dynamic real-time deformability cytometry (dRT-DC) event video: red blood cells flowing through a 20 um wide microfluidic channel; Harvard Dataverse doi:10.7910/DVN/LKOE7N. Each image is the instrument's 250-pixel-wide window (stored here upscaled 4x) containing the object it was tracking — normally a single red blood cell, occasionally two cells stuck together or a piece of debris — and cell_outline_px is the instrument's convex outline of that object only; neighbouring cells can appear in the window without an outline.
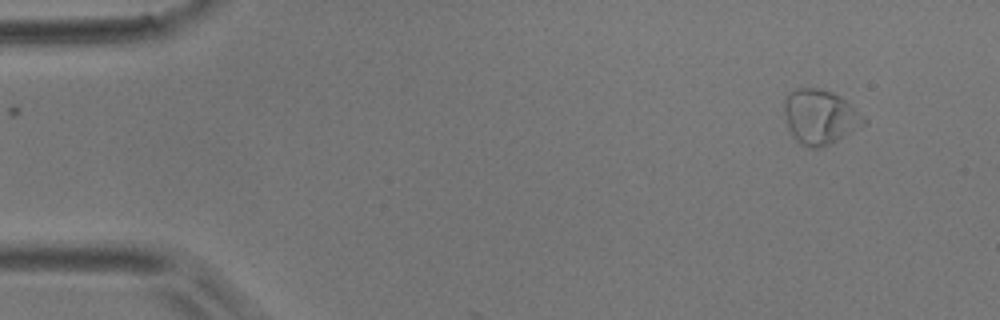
{"species": "common noctule bat (a hibernating species)", "species_latin": "Nyctalus noctula", "temperature_condition": "room temperature", "stored_images_in_passage": 2, "camera_frame_rate_fps": 3000, "um_per_image_px": 0.085, "animal": {"sex": "male", "body_mass_g": 17.9}, "frame": {"image": 1, "passage_image": 1, "time_ms": 0.0, "image_size_px": [1000, 320], "cell_outline_px": [[868, 124], [820, 148], [808, 148], [796, 140], [792, 136], [788, 128], [784, 116], [784, 100], [788, 92], [796, 88], [820, 88], [832, 92], [840, 96], [864, 116], [868, 120]], "centroid_in_image_um": [69.69, 9.92], "position_along_channel_um": 15.3, "area_um2": 25.55}}